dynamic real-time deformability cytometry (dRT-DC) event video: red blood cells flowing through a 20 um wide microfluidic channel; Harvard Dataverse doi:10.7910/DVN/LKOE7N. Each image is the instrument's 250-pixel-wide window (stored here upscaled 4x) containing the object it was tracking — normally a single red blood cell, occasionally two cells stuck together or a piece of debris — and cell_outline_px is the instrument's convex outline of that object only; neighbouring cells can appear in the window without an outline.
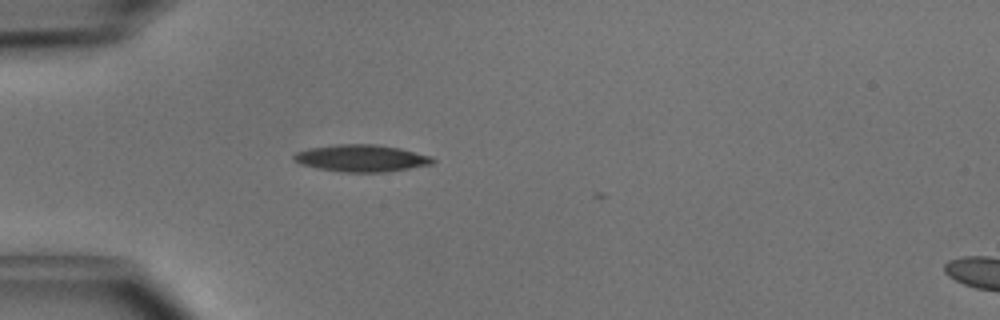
{"species": "common noctule bat (a hibernating species)", "species_latin": "Nyctalus noctula", "temperature_condition": "cold", "stored_images_in_passage": 6, "camera_frame_rate_fps": 3000, "um_per_image_px": 0.085, "animal": {"sex": "male", "body_mass_g": 15.6}, "frame": {"image": 1, "passage_image": 1, "time_ms": 0.0, "image_size_px": [1000, 320], "cell_outline_px": [[436, 160], [432, 164], [384, 172], [344, 172], [316, 168], [300, 164], [292, 160], [292, 156], [296, 152], [308, 148], [336, 144], [376, 144], [400, 148], [432, 156]], "centroid_in_image_um": [30.69, 13.44], "position_along_channel_um": 54.3, "area_um2": 21.96}}